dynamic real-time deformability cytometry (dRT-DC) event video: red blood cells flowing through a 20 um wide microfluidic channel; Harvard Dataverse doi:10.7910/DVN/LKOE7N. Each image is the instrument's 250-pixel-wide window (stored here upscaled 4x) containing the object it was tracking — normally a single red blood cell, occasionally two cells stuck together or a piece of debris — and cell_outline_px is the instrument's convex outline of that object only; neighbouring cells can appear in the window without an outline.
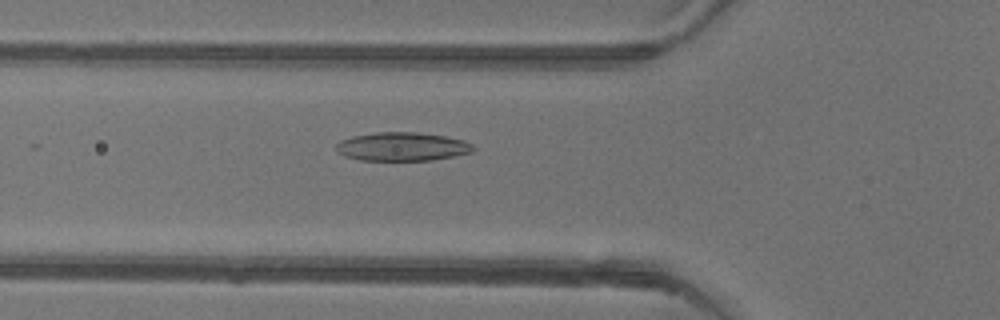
{"species": "common noctule bat (a hibernating species)", "species_latin": "Nyctalus noctula", "temperature_condition": "warm", "stored_images_in_passage": 27, "camera_frame_rate_fps": 3000, "um_per_image_px": 0.085, "animal": {"sex": "female"}, "frame": {"image": 1, "passage_image": 11, "time_ms": 3.333, "image_size_px": [1000, 320], "cell_outline_px": [[476, 148], [472, 152], [432, 160], [360, 160], [344, 156], [336, 148], [336, 144], [340, 140], [352, 136], [376, 132], [416, 132], [444, 136], [464, 140], [472, 144]], "centroid_in_image_um": [34.18, 12.46], "position_along_channel_um": 91.6, "area_um2": 22.77}}
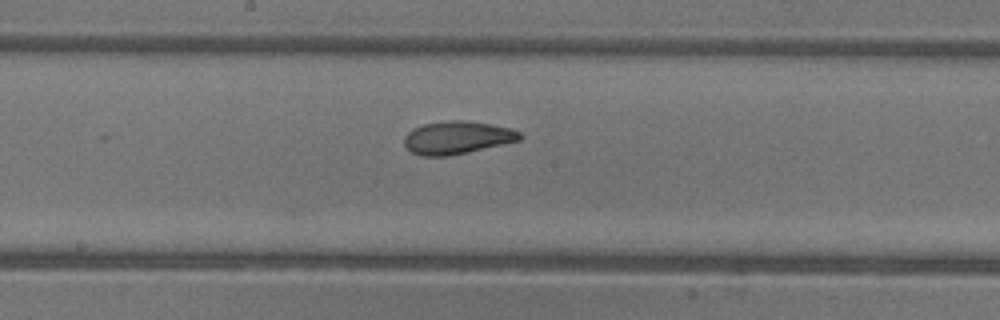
{"frame": {"image": 2, "passage_image": 20, "time_ms": 6.333, "image_size_px": [1000, 320], "cell_outline_px": [[524, 136], [520, 140], [504, 144], [448, 156], [424, 156], [412, 152], [404, 144], [404, 136], [412, 128], [424, 124], [448, 120], [464, 120], [492, 124], [508, 128], [520, 132]], "centroid_in_image_um": [38.86, 11.69], "position_along_channel_um": 209.3, "area_um2": 22.08}}
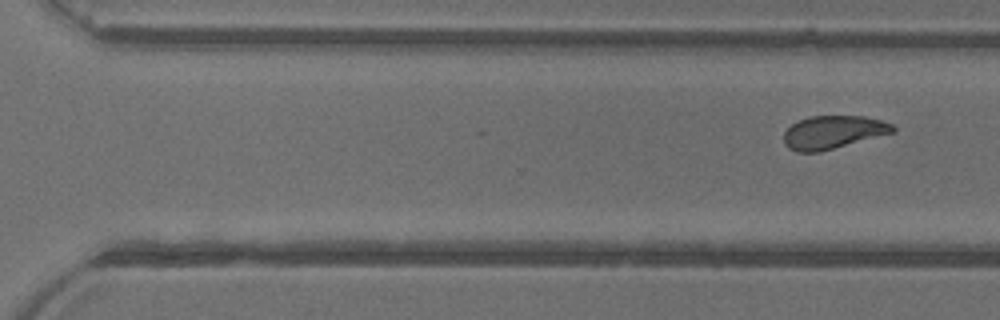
{"frame": {"image": 3, "passage_image": 27, "time_ms": 8.667, "image_size_px": [1000, 320], "cell_outline_px": [[896, 132], [820, 152], [796, 152], [788, 148], [784, 144], [784, 132], [792, 124], [800, 120], [812, 116], [864, 116], [880, 120], [892, 124], [896, 128]], "centroid_in_image_um": [70.82, 11.25], "position_along_channel_um": 299.8, "area_um2": 21.1}}